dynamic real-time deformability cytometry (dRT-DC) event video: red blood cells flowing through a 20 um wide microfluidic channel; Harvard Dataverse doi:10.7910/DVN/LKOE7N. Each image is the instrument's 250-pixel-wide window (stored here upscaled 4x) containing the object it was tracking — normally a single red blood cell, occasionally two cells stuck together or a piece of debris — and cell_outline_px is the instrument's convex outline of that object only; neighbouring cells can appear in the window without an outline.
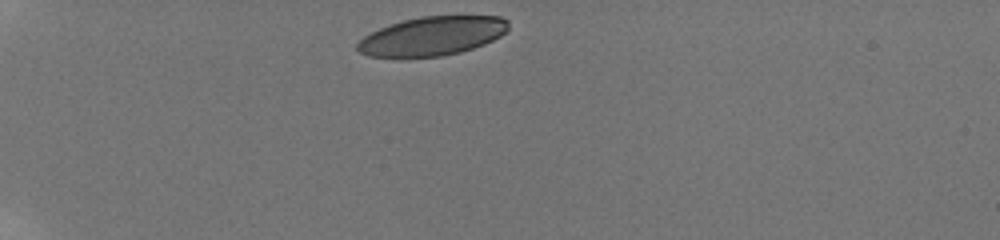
{"species": "human", "species_latin": "Homo sapiens", "temperature_condition": "room temperature", "stored_images_in_passage": 7, "segment_of_instrument_passage": [1, 2], "camera_frame_rate_fps": 3000, "um_per_image_px": 0.085, "donor": {"sex": "male"}, "frame": {"image": 1, "passage_image": 1, "time_ms": 0.0, "image_size_px": [1000, 240], "cell_outline_px": [[508, 28], [500, 36], [484, 44], [460, 52], [440, 56], [368, 56], [360, 52], [356, 48], [356, 44], [364, 36], [380, 28], [404, 20], [420, 16], [500, 16], [508, 20]], "centroid_in_image_um": [36.75, 3.05], "position_along_channel_um": 48.3, "area_um2": 33.76}}